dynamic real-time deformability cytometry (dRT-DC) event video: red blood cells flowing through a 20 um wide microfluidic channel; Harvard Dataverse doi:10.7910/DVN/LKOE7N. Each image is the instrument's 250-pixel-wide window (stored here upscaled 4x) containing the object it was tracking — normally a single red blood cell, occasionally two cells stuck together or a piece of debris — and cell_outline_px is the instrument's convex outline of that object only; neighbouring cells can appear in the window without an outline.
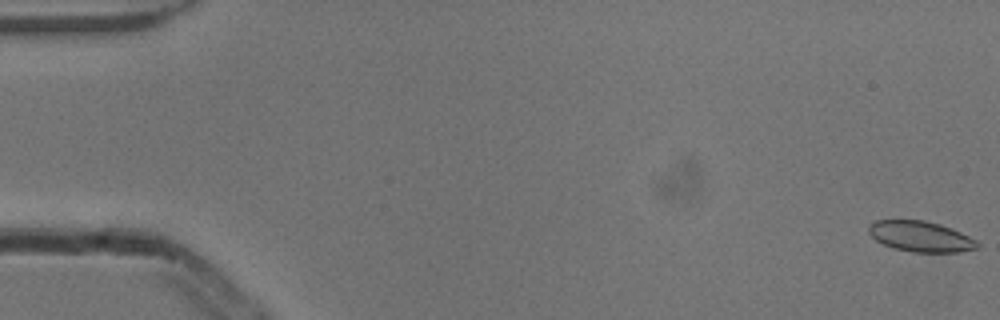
{"species": "common noctule bat (a hibernating species)", "species_latin": "Nyctalus noctula", "temperature_condition": "cold", "stored_images_in_passage": 54, "camera_frame_rate_fps": 3000, "um_per_image_px": 0.085, "animal": {"sex": "male", "body_mass_g": 13.3}, "frame": {"image": 1, "passage_image": 1, "time_ms": 0.0, "image_size_px": [1000, 320], "cell_outline_px": [[980, 248], [960, 252], [912, 252], [892, 248], [876, 240], [868, 232], [868, 228], [876, 220], [924, 220], [940, 224], [952, 228], [976, 240], [980, 244]], "centroid_in_image_um": [78.29, 20.11], "position_along_channel_um": 6.7, "area_um2": 19.42}}
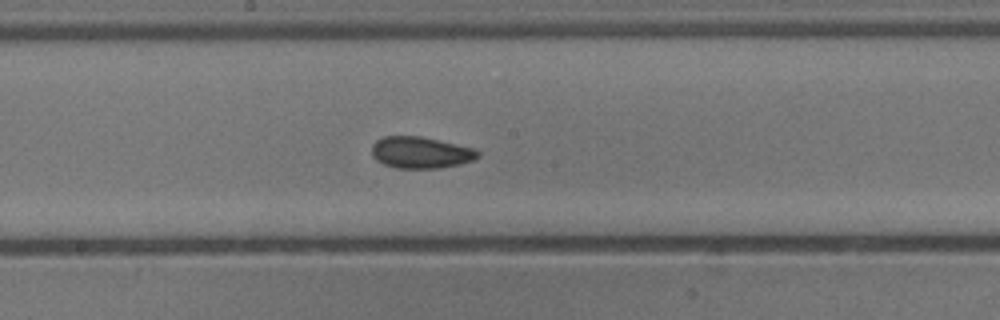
{"frame": {"image": 2, "passage_image": 29, "time_ms": 9.333, "image_size_px": [1000, 320], "cell_outline_px": [[480, 156], [472, 160], [460, 164], [440, 168], [396, 168], [384, 164], [376, 160], [372, 156], [372, 144], [376, 140], [384, 136], [420, 136], [472, 148], [480, 152]], "centroid_in_image_um": [35.72, 12.97], "position_along_channel_um": 212.5, "area_um2": 19.42}}
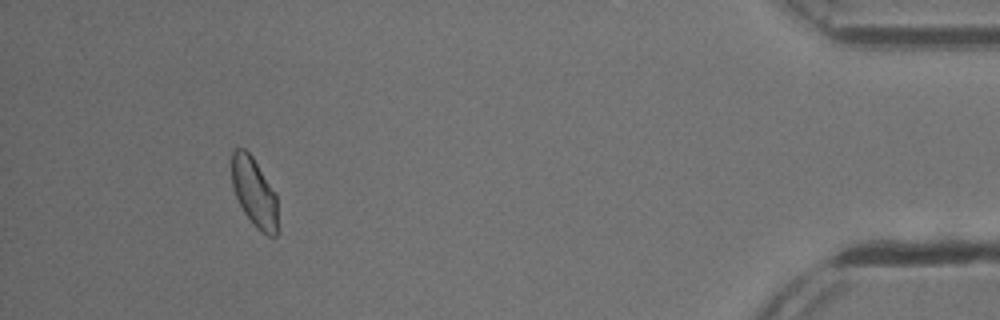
{"frame": {"image": 3, "passage_image": 50, "time_ms": 16.333, "image_size_px": [1000, 320], "cell_outline_px": [[276, 236], [268, 236], [256, 228], [244, 212], [232, 188], [232, 152], [236, 148], [244, 148], [252, 156], [276, 192]], "centroid_in_image_um": [21.6, 16.32], "position_along_channel_um": 413.6, "area_um2": 18.32}, "authors_computed_cell_mechanics": {"area_um2": 19.2474, "velocity_mm_per_s": 3.8414, "shape_relaxation_time_tau1_ms": 6.0637, "shape_relaxation_time_tau2_ms": 2.7878, "deformation_change_tau1": 0.09, "deformation_change_tau2": 0.0584}}